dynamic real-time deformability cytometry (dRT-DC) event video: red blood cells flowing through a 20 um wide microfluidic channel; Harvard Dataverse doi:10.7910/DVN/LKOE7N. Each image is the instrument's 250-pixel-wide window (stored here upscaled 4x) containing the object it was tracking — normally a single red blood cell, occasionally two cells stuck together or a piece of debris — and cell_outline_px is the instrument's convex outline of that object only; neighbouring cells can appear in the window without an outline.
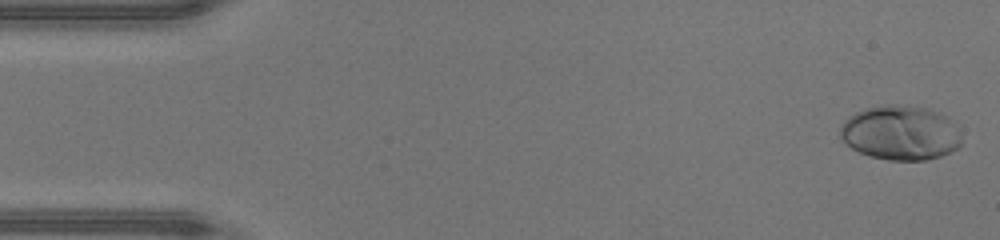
{"species": "human", "species_latin": "Homo sapiens", "temperature_condition": "warm", "stored_images_in_passage": 47, "camera_frame_rate_fps": 3000, "um_per_image_px": 0.085, "donor": {"sex": "male"}, "frame": {"image": 1, "passage_image": 1, "time_ms": 0.0, "image_size_px": [1000, 240], "cell_outline_px": [[960, 144], [956, 148], [940, 156], [924, 160], [888, 160], [868, 156], [852, 148], [840, 136], [840, 128], [844, 120], [848, 116], [856, 112], [868, 108], [884, 104], [896, 104], [928, 108], [956, 120], [960, 136]], "centroid_in_image_um": [76.55, 11.27], "position_along_channel_um": 8.4, "area_um2": 38.73}}
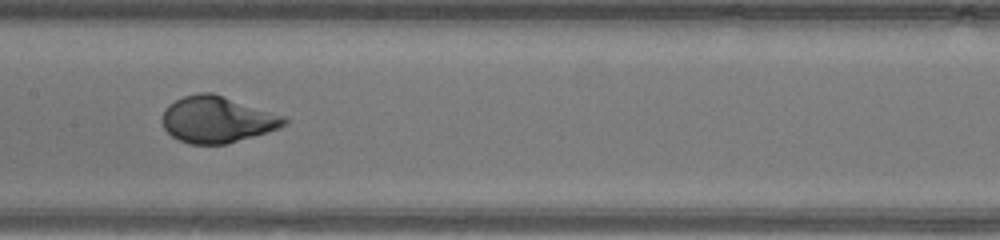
{"frame": {"image": 2, "passage_image": 23, "time_ms": 7.333, "image_size_px": [1000, 240], "cell_outline_px": [[288, 124], [280, 128], [268, 132], [224, 144], [188, 144], [172, 136], [164, 128], [160, 120], [160, 116], [164, 108], [168, 104], [184, 96], [200, 92], [212, 92], [284, 116], [288, 120]], "centroid_in_image_um": [18.42, 10.15], "position_along_channel_um": 189.0, "area_um2": 33.06}}
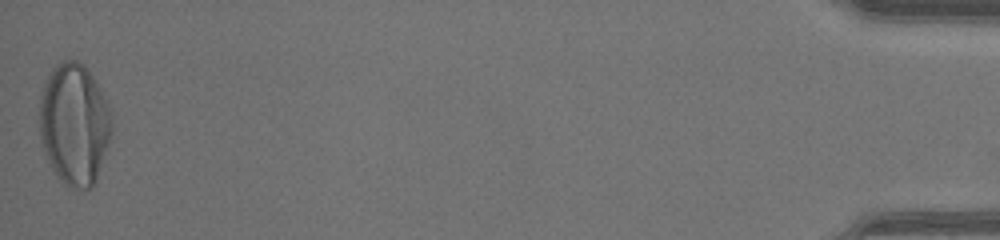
{"frame": {"image": 3, "passage_image": 47, "time_ms": 15.333, "image_size_px": [1000, 240], "cell_outline_px": [[112, 128], [96, 180], [92, 188], [72, 188], [64, 184], [56, 176], [44, 152], [40, 136], [40, 92], [44, 80], [52, 68], [56, 64], [64, 60], [76, 60], [84, 64], [92, 76], [108, 104], [112, 112]], "centroid_in_image_um": [6.29, 10.53], "position_along_channel_um": 428.9, "area_um2": 51.21}}